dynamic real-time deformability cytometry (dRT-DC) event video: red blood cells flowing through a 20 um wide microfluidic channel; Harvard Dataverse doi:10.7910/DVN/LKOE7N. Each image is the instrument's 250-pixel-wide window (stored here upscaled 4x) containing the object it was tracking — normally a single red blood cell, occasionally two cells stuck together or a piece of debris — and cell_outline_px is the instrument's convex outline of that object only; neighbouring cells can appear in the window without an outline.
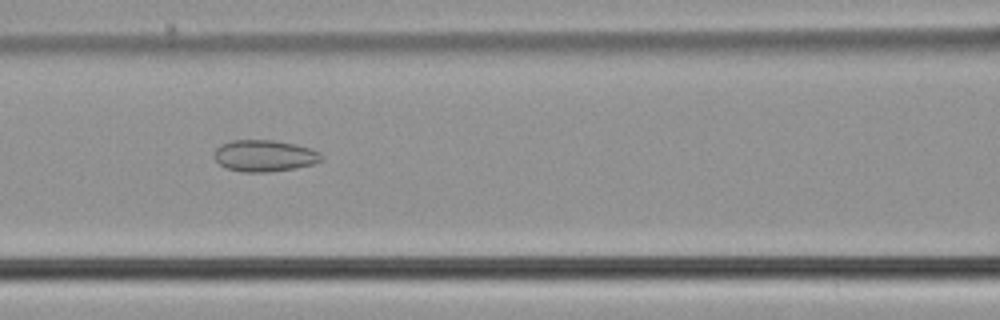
{"species": "common noctule bat (a hibernating species)", "species_latin": "Nyctalus noctula", "temperature_condition": "cold", "stored_images_in_passage": 37, "camera_frame_rate_fps": 3000, "um_per_image_px": 0.085, "animal": {"sex": "male", "body_mass_g": 21.5, "forearm_length_mm": 52.0}, "frame": {"image": 1, "passage_image": 7, "time_ms": 2.0, "image_size_px": [1000, 320], "cell_outline_px": [[324, 156], [320, 160], [312, 164], [296, 168], [268, 172], [244, 172], [228, 168], [220, 164], [212, 156], [216, 148], [220, 144], [232, 140], [272, 140], [296, 144], [312, 148], [320, 152]], "centroid_in_image_um": [22.48, 13.23], "position_along_channel_um": 144.1, "area_um2": 19.83}}
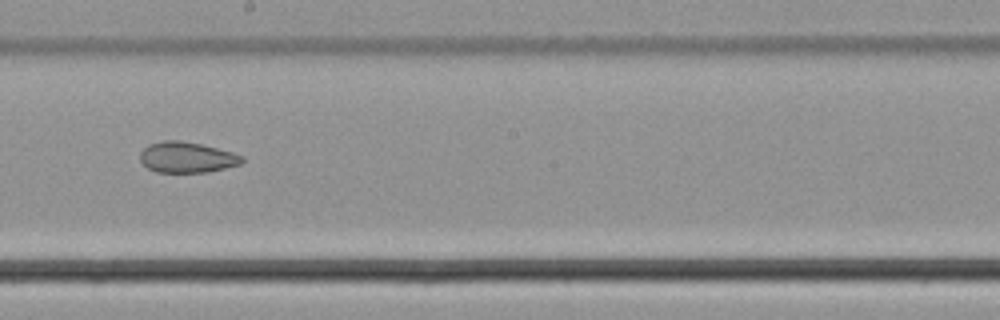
{"frame": {"image": 2, "passage_image": 14, "time_ms": 4.333, "image_size_px": [1000, 320], "cell_outline_px": [[244, 160], [240, 164], [208, 172], [156, 172], [148, 168], [140, 160], [140, 152], [148, 144], [160, 140], [180, 140], [200, 144], [232, 152], [244, 156]], "centroid_in_image_um": [15.86, 13.36], "position_along_channel_um": 232.3, "area_um2": 18.26}}
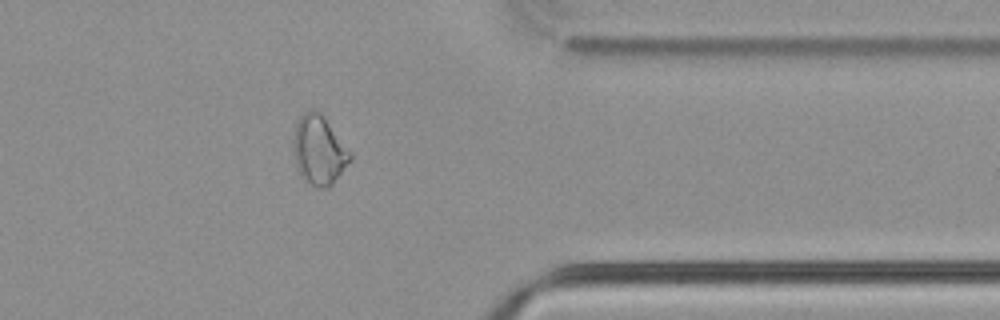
{"frame": {"image": 3, "passage_image": 27, "time_ms": 8.667, "image_size_px": [1000, 320], "cell_outline_px": [[352, 160], [332, 184], [328, 188], [316, 188], [300, 172], [296, 164], [292, 152], [292, 136], [296, 124], [300, 116], [304, 112], [312, 108], [320, 112], [324, 116], [352, 152]], "centroid_in_image_um": [27.12, 12.72], "position_along_channel_um": 384.3, "area_um2": 23.12}, "authors_computed_cell_mechanics": {"area_um2": 19.8254, "velocity_mm_per_s": 3.7936, "shape_relaxation_time_tau1_ms": null, "shape_relaxation_time_tau2_ms": 4.8376, "deformation_change_tau1": null, "deformation_change_tau2": 0.1139}}